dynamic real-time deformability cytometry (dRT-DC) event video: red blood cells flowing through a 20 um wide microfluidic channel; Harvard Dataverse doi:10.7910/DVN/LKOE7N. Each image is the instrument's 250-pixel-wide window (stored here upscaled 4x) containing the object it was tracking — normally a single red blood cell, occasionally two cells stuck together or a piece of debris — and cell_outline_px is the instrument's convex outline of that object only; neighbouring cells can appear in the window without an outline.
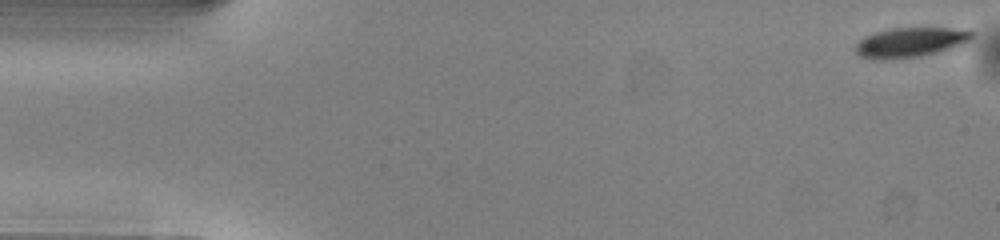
{"species": "common noctule bat (a hibernating species)", "species_latin": "Nyctalus noctula", "temperature_condition": "warm", "stored_images_in_passage": 46, "camera_frame_rate_fps": 3000, "um_per_image_px": 0.085, "animal": {"sex": "male", "body_mass_g": 13.0, "forearm_length_mm": 53.1}, "frame": {"image": 1, "passage_image": 1, "time_ms": 0.0, "image_size_px": [1000, 240], "cell_outline_px": [[976, 32], [964, 44], [920, 56], [880, 60], [872, 60], [860, 56], [856, 52], [856, 44], [864, 36], [876, 32], [892, 28], [972, 28]], "centroid_in_image_um": [77.41, 3.58], "position_along_channel_um": 7.6, "area_um2": 20.23}}
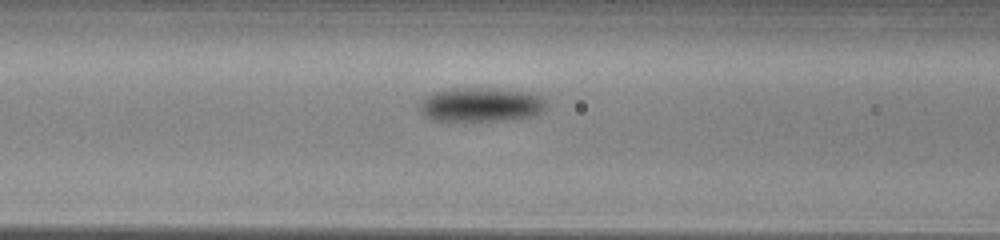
{"frame": {"image": 2, "passage_image": 20, "time_ms": 6.333, "image_size_px": [1000, 240], "cell_outline_px": [[548, 104], [544, 112], [532, 116], [508, 120], [432, 120], [424, 116], [420, 108], [420, 100], [424, 96], [432, 92], [444, 88], [500, 88], [536, 92], [544, 96]], "centroid_in_image_um": [40.95, 8.86], "position_along_channel_um": 125.7, "area_um2": 26.01}}
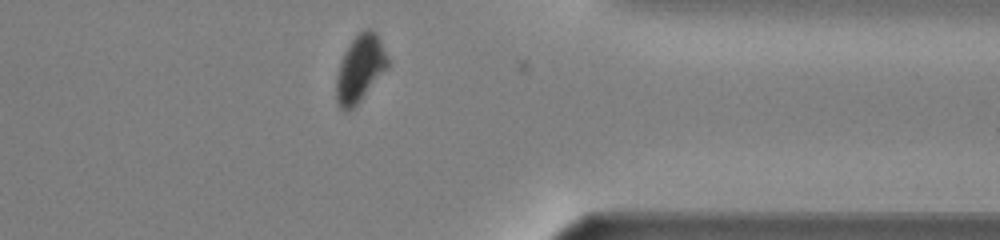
{"frame": {"image": 3, "passage_image": 40, "time_ms": 13.0, "image_size_px": [1000, 240], "cell_outline_px": [[388, 68], [360, 100], [348, 112], [344, 112], [340, 108], [336, 100], [336, 76], [344, 52], [352, 40], [364, 28], [372, 28], [376, 32], [380, 40], [388, 60]], "centroid_in_image_um": [30.59, 5.83], "position_along_channel_um": 380.8, "area_um2": 19.88}, "authors_computed_cell_mechanics": {"area_um2": 22.831, "velocity_mm_per_s": 4.0321, "shape_relaxation_time_tau1_ms": 2.426, "shape_relaxation_time_tau2_ms": null, "deformation_change_tau1": 0.1254, "deformation_change_tau2": null}}